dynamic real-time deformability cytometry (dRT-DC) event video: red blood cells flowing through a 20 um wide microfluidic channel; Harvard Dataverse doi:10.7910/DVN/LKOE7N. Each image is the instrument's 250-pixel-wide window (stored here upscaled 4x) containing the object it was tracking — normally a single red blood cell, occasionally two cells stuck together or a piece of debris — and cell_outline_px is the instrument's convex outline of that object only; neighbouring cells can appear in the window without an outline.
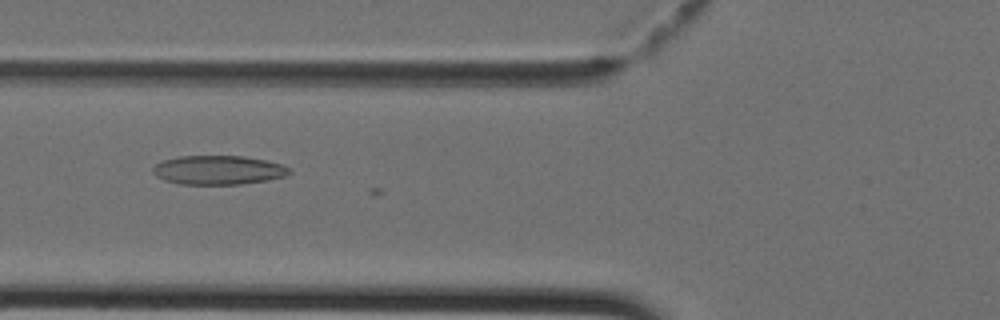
{"species": "Egyptian fruit bat (a non-hibernating species)", "species_latin": "Rousettus aegyptiacus", "temperature_condition": "cold", "stored_images_in_passage": 9, "camera_frame_rate_fps": 3000, "um_per_image_px": 0.085, "animal": {"sex": "female"}, "frame": {"image": 1, "passage_image": 6, "time_ms": 1.667, "image_size_px": [1000, 320], "cell_outline_px": [[292, 172], [284, 176], [268, 180], [244, 184], [180, 184], [164, 180], [156, 176], [152, 172], [152, 168], [156, 164], [164, 160], [180, 156], [244, 156], [268, 160], [292, 168]], "centroid_in_image_um": [18.58, 14.45], "position_along_channel_um": 107.2, "area_um2": 23.24}}